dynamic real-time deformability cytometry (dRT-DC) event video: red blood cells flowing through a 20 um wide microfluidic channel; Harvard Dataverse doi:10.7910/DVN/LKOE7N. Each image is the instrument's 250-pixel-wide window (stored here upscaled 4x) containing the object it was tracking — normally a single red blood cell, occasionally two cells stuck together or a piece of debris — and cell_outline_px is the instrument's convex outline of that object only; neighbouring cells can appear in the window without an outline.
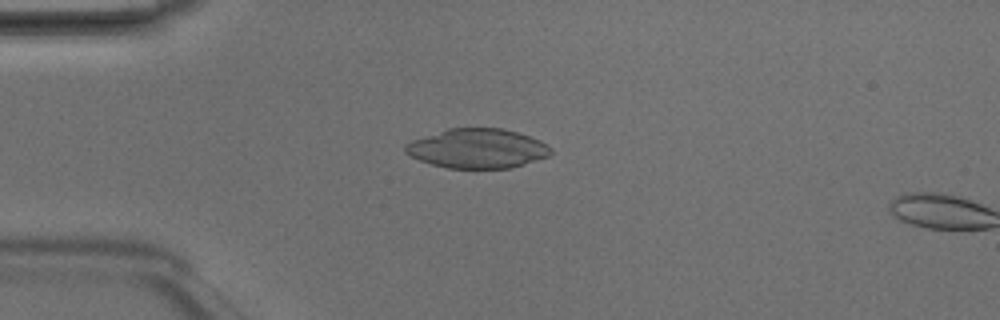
{"species": "Egyptian fruit bat (a non-hibernating species)", "species_latin": "Rousettus aegyptiacus", "temperature_condition": "room temperature", "stored_images_in_passage": 5, "camera_frame_rate_fps": 3000, "um_per_image_px": 0.085, "animal": {"sex": "male"}, "frame": {"image": 1, "passage_image": 4, "time_ms": 1.0, "image_size_px": [1000, 320], "cell_outline_px": [[552, 152], [548, 156], [512, 168], [448, 168], [432, 164], [420, 160], [404, 152], [404, 144], [412, 140], [448, 128], [500, 128], [516, 132], [540, 140], [552, 148]], "centroid_in_image_um": [40.57, 12.62], "position_along_channel_um": 44.4, "area_um2": 33.29}}